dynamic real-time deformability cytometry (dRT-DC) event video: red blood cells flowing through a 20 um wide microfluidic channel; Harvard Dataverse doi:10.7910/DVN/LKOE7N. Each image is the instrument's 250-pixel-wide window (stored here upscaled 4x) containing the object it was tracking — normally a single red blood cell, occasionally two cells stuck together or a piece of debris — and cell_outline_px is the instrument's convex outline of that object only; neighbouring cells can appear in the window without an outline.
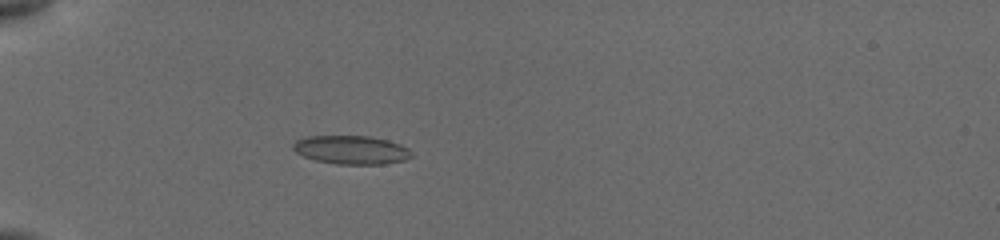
{"species": "common noctule bat (a hibernating species)", "species_latin": "Nyctalus noctula", "temperature_condition": "cold", "stored_images_in_passage": 20, "camera_frame_rate_fps": 3000, "um_per_image_px": 0.085, "animal": {"sex": "female", "body_mass_g": 19.5, "forearm_length_mm": 54.1}, "frame": {"image": 1, "passage_image": 18, "time_ms": 6.333, "image_size_px": [1000, 240], "cell_outline_px": [[412, 156], [404, 160], [384, 164], [336, 164], [316, 160], [304, 156], [296, 152], [292, 148], [292, 144], [296, 140], [308, 136], [372, 136], [388, 140], [400, 144], [408, 148], [412, 152]], "centroid_in_image_um": [29.87, 12.73], "position_along_channel_um": 55.1, "area_um2": 19.77}}
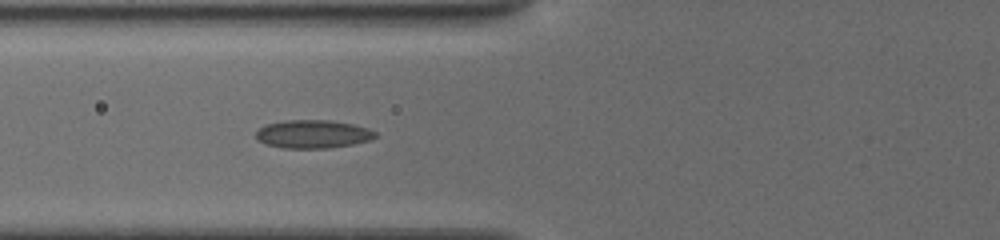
{"frame": {"image": 2, "passage_image": 20, "time_ms": 8.0, "image_size_px": [1000, 240], "cell_outline_px": [[376, 136], [368, 140], [352, 144], [328, 148], [280, 148], [264, 144], [256, 136], [256, 132], [264, 124], [284, 120], [332, 120], [352, 124], [368, 128], [376, 132]], "centroid_in_image_um": [26.56, 11.39], "position_along_channel_um": 99.2, "area_um2": 19.65}}